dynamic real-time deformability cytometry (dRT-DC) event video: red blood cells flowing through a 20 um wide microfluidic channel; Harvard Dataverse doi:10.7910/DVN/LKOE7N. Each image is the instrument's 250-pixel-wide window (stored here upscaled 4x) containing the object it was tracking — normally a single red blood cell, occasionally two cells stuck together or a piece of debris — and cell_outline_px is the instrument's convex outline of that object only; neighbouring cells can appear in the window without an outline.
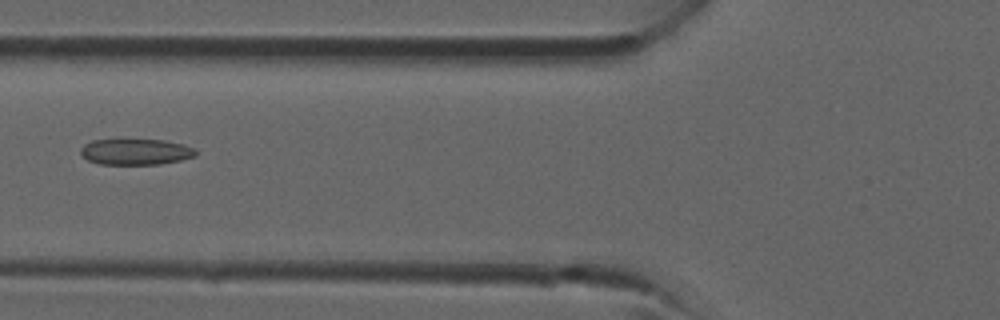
{"species": "common noctule bat (a hibernating species)", "species_latin": "Nyctalus noctula", "temperature_condition": "room temperature", "stored_images_in_passage": 38, "camera_frame_rate_fps": 3000, "um_per_image_px": 0.085, "animal": {"sex": "male", "forearm_length_mm": 52.5}, "frame": {"image": 1, "passage_image": 15, "time_ms": 4.667, "image_size_px": [1000, 320], "cell_outline_px": [[196, 156], [180, 160], [160, 164], [100, 164], [88, 160], [80, 156], [80, 148], [84, 144], [92, 140], [164, 140], [184, 144], [192, 148], [196, 152]], "centroid_in_image_um": [11.5, 12.9], "position_along_channel_um": 114.3, "area_um2": 17.4}}
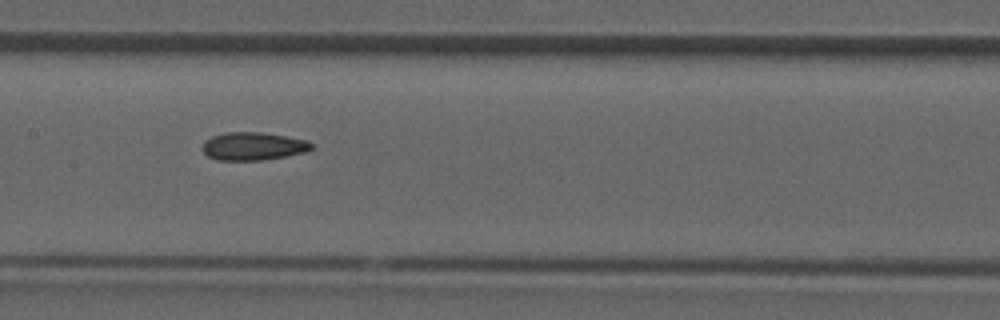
{"frame": {"image": 2, "passage_image": 19, "time_ms": 6.0, "image_size_px": [1000, 320], "cell_outline_px": [[316, 148], [308, 152], [260, 160], [216, 160], [208, 156], [204, 152], [204, 140], [212, 136], [224, 132], [264, 132], [308, 140], [316, 144]], "centroid_in_image_um": [21.6, 12.42], "position_along_channel_um": 185.8, "area_um2": 18.03}}
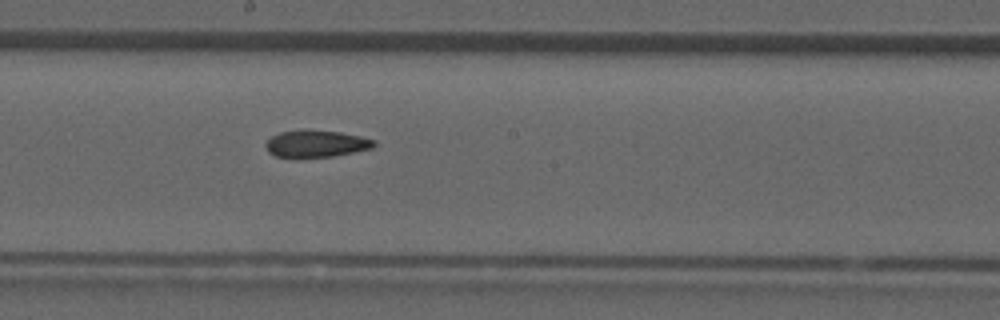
{"frame": {"image": 3, "passage_image": 21, "time_ms": 6.667, "image_size_px": [1000, 320], "cell_outline_px": [[376, 144], [372, 148], [332, 156], [296, 160], [276, 156], [268, 152], [264, 144], [272, 136], [280, 132], [340, 132], [360, 136], [376, 140]], "centroid_in_image_um": [26.84, 12.29], "position_along_channel_um": 221.4, "area_um2": 16.88}}